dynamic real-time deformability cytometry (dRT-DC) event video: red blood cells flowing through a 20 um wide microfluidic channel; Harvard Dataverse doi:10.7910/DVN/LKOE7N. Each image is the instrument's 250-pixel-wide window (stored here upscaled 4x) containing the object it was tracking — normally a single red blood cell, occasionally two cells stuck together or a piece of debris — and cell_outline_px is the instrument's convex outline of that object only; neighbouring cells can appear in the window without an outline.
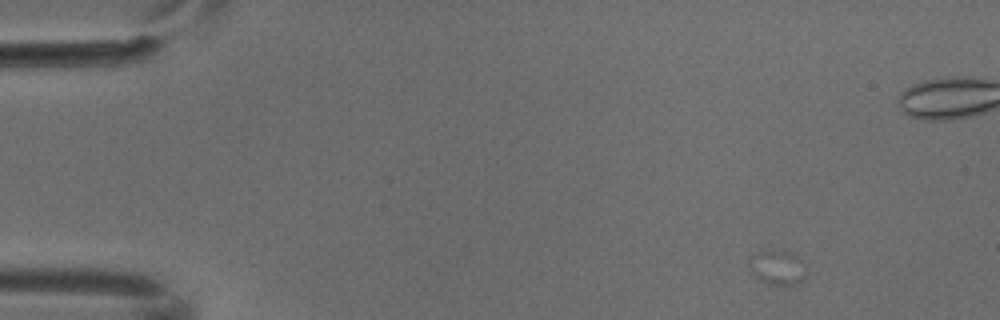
{"species": "common noctule bat (a hibernating species)", "species_latin": "Nyctalus noctula", "temperature_condition": "cold", "stored_images_in_passage": 3, "camera_frame_rate_fps": 3000, "um_per_image_px": 0.085, "animal": {"sex": "male", "body_mass_g": 18.8}, "frame": {"image": 1, "passage_image": 1, "time_ms": 0.0, "image_size_px": [1000, 320], "cell_outline_px": [[804, 280], [796, 284], [768, 284], [756, 276], [752, 272], [748, 260], [752, 256], [760, 252], [796, 252], [800, 260], [804, 276]], "centroid_in_image_um": [66.08, 22.75], "position_along_channel_um": 18.9, "area_um2": 10.81}}